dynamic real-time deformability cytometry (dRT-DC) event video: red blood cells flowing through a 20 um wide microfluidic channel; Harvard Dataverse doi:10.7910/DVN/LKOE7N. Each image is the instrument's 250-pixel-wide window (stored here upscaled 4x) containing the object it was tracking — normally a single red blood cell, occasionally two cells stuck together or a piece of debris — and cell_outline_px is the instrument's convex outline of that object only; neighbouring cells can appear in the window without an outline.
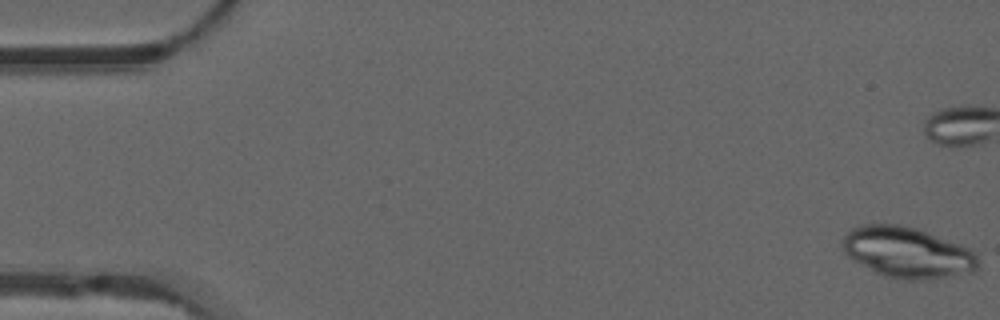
{"species": "common noctule bat (a hibernating species)", "species_latin": "Nyctalus noctula", "temperature_condition": "warm", "stored_images_in_passage": 53, "camera_frame_rate_fps": 3000, "um_per_image_px": 0.085, "animal": {"sex": "male", "forearm_length_mm": 52.5}, "frame": {"image": 1, "passage_image": 1, "time_ms": 0.0, "image_size_px": [1000, 320], "cell_outline_px": [[980, 268], [972, 272], [924, 280], [904, 280], [884, 276], [876, 272], [848, 256], [844, 252], [840, 244], [844, 236], [852, 228], [864, 224], [900, 224], [916, 228], [968, 248], [980, 260]], "centroid_in_image_um": [77.11, 21.46], "position_along_channel_um": 7.9, "area_um2": 39.94}, "authors_computed_cell_mechanics": {"area_um2": 23.2934, "velocity_mm_per_s": 3.8484, "shape_relaxation_time_tau1_ms": null, "shape_relaxation_time_tau2_ms": 1.5671, "deformation_change_tau1": null, "deformation_change_tau2": 0.083}}